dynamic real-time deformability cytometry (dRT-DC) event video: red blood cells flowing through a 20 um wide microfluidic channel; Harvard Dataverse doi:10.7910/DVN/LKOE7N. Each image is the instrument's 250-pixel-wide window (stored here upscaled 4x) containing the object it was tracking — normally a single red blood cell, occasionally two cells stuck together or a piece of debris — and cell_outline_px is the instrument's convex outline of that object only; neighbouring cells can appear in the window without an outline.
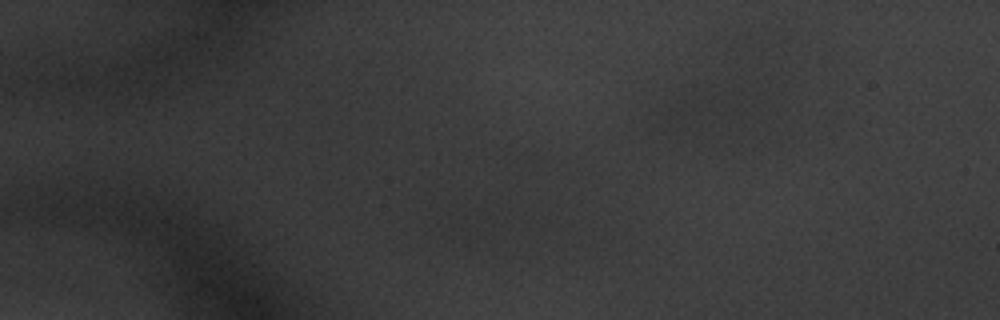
{"species": "common noctule bat (a hibernating species)", "species_latin": "Nyctalus noctula", "temperature_condition": "warm", "stored_images_in_passage": 2, "camera_frame_rate_fps": 3000, "um_per_image_px": 0.085, "animal": {"sex": "male", "body_mass_g": 20.1, "forearm_length_mm": 53.5}, "frame": {"image": 1, "passage_image": 2, "time_ms": 0.333, "image_size_px": [1000, 320], "cell_outline_px": [[740, 108], [676, 120], [668, 116], [664, 112], [680, 84], [728, 92], [740, 100]], "centroid_in_image_um": [59.46, 8.7], "position_along_channel_um": 25.5, "area_um2": 12.66}}